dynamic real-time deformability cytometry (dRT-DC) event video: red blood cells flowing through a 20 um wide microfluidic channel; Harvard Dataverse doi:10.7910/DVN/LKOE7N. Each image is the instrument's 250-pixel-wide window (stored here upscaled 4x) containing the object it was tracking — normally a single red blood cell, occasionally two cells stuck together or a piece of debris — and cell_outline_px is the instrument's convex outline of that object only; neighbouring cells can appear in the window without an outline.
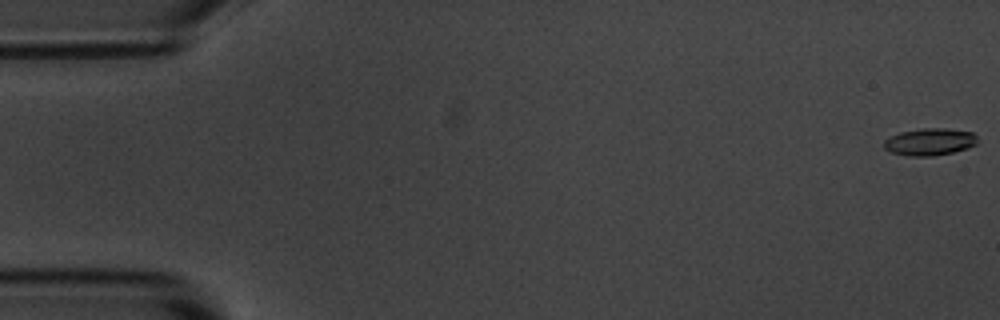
{"species": "common noctule bat (a hibernating species)", "species_latin": "Nyctalus noctula", "temperature_condition": "room temperature", "stored_images_in_passage": 5, "camera_frame_rate_fps": 3000, "um_per_image_px": 0.085, "animal": {"sex": "male", "body_mass_g": 20.1, "forearm_length_mm": 53.5}, "frame": {"image": 1, "passage_image": 1, "time_ms": 0.0, "image_size_px": [1000, 320], "cell_outline_px": [[976, 144], [968, 148], [952, 152], [932, 156], [908, 156], [892, 152], [884, 148], [884, 140], [900, 132], [924, 128], [944, 128], [972, 132], [976, 136]], "centroid_in_image_um": [79.02, 12.05], "position_along_channel_um": 6.0, "area_um2": 14.62}}
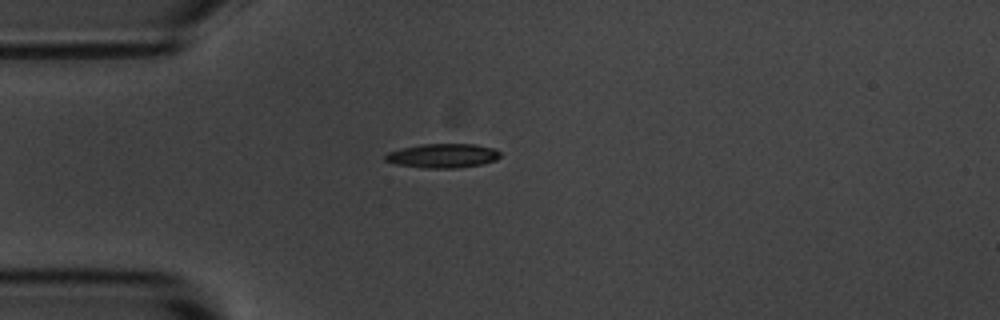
{"frame": {"image": 2, "passage_image": 5, "time_ms": 4.667, "image_size_px": [1000, 320], "cell_outline_px": [[500, 156], [496, 160], [480, 164], [456, 168], [424, 168], [396, 164], [384, 160], [384, 156], [388, 152], [404, 148], [424, 144], [476, 144], [496, 148], [500, 152]], "centroid_in_image_um": [37.66, 13.23], "position_along_channel_um": 47.3, "area_um2": 16.13}}